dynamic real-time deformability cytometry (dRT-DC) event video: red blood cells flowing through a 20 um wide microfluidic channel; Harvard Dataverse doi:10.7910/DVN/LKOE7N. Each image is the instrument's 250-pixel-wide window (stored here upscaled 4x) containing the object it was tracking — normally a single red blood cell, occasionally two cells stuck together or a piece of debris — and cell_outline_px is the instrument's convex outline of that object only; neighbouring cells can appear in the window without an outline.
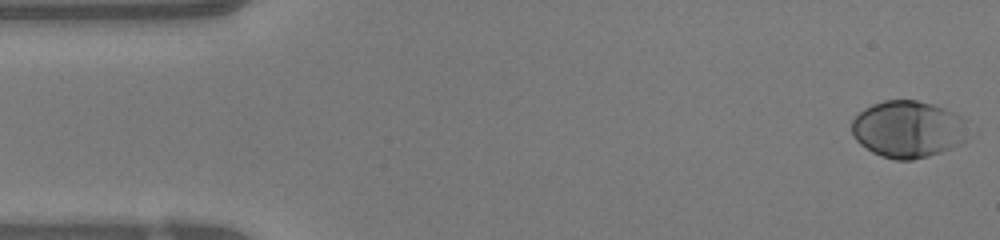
{"species": "human", "species_latin": "Homo sapiens", "temperature_condition": "warm", "stored_images_in_passage": 47, "camera_frame_rate_fps": 3000, "um_per_image_px": 0.085, "donor": {"sex": "female"}, "frame": {"image": 1, "passage_image": 1, "time_ms": 0.0, "image_size_px": [1000, 240], "cell_outline_px": [[980, 128], [968, 140], [952, 148], [928, 156], [912, 160], [896, 160], [880, 156], [872, 152], [860, 144], [856, 140], [852, 132], [852, 120], [864, 108], [872, 104], [884, 100], [916, 100], [932, 104], [944, 108], [968, 120]], "centroid_in_image_um": [77.34, 10.99], "position_along_channel_um": 7.7, "area_um2": 39.94}}
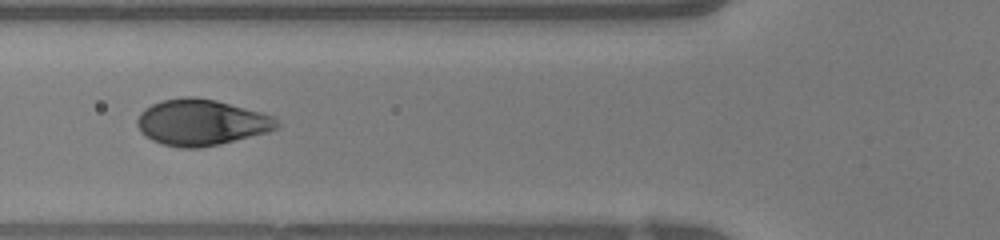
{"frame": {"image": 2, "passage_image": 17, "time_ms": 5.333, "image_size_px": [1000, 240], "cell_outline_px": [[280, 128], [268, 132], [220, 144], [200, 148], [180, 148], [164, 144], [152, 140], [140, 132], [136, 124], [136, 120], [140, 112], [144, 108], [160, 100], [184, 96], [196, 96], [216, 100], [276, 116], [280, 124]], "centroid_in_image_um": [17.11, 10.39], "position_along_channel_um": 108.7, "area_um2": 37.97}}
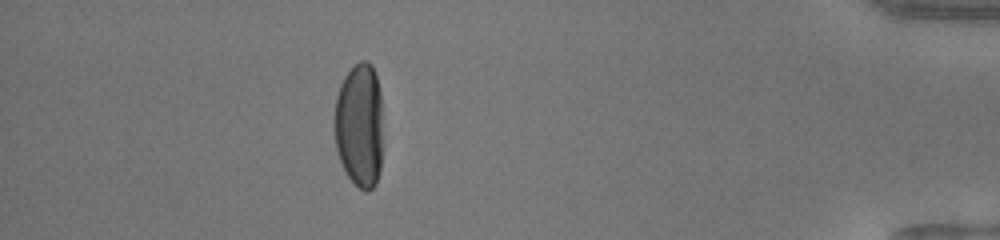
{"frame": {"image": 3, "passage_image": 42, "time_ms": 13.667, "image_size_px": [1000, 240], "cell_outline_px": [[380, 168], [376, 184], [368, 192], [364, 192], [348, 176], [340, 160], [336, 148], [336, 96], [340, 84], [344, 76], [360, 60], [368, 60], [372, 64], [376, 72], [380, 88]], "centroid_in_image_um": [30.56, 10.61], "position_along_channel_um": 404.6, "area_um2": 34.62}, "authors_computed_cell_mechanics": {"area_um2": 37.7434, "velocity_mm_per_s": 4.224, "shape_relaxation_time_tau1_ms": 2.6202, "shape_relaxation_time_tau2_ms": null, "deformation_change_tau1": 0.1876, "deformation_change_tau2": null}}